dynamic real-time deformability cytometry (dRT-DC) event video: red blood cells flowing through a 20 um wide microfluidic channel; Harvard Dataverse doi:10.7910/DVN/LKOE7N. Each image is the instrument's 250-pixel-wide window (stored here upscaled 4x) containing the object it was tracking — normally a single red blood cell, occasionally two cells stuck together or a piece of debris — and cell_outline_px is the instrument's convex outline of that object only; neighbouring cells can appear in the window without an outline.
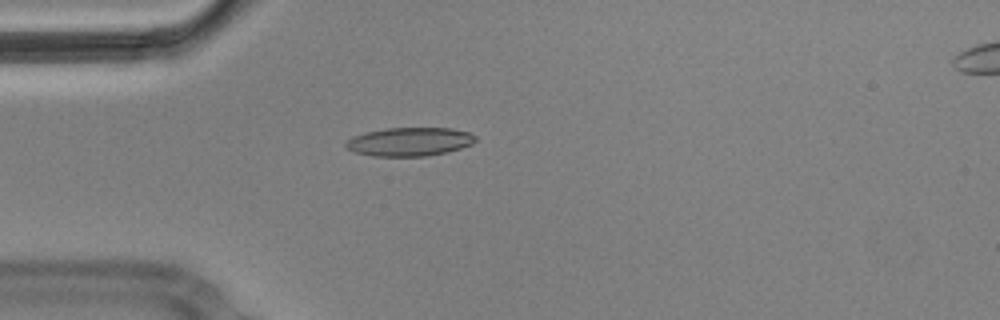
{"species": "Egyptian fruit bat (a non-hibernating species)", "species_latin": "Rousettus aegyptiacus", "temperature_condition": "cold", "stored_images_in_passage": 5, "camera_frame_rate_fps": 3000, "um_per_image_px": 0.085, "animal": {"sex": "male"}, "frame": {"image": 1, "passage_image": 4, "time_ms": 1.0, "image_size_px": [1000, 320], "cell_outline_px": [[476, 140], [472, 144], [460, 148], [428, 156], [372, 156], [356, 152], [348, 148], [344, 144], [352, 136], [368, 132], [388, 128], [452, 128], [468, 132], [476, 136]], "centroid_in_image_um": [34.83, 12.04], "position_along_channel_um": 50.2, "area_um2": 21.39}}